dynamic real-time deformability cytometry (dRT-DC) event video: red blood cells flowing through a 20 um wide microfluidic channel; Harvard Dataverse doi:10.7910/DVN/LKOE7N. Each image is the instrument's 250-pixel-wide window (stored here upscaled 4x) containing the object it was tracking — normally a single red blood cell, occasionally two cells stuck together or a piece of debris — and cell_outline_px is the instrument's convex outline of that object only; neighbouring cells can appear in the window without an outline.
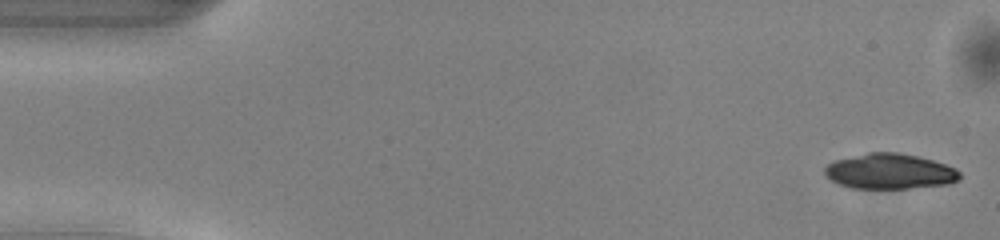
{"species": "common noctule bat (a hibernating species)", "species_latin": "Nyctalus noctula", "temperature_condition": "warm", "stored_images_in_passage": 49, "camera_frame_rate_fps": 3000, "um_per_image_px": 0.085, "animal": {"sex": "male", "body_mass_g": 13.0, "forearm_length_mm": 53.1}, "frame": {"image": 1, "passage_image": 1, "time_ms": 0.0, "image_size_px": [1000, 240], "cell_outline_px": [[960, 180], [948, 184], [908, 188], [852, 188], [840, 184], [832, 180], [824, 172], [824, 168], [828, 164], [836, 160], [868, 152], [896, 152], [916, 156], [932, 160], [956, 168], [960, 172]], "centroid_in_image_um": [75.65, 14.56], "position_along_channel_um": 9.3, "area_um2": 27.57}}
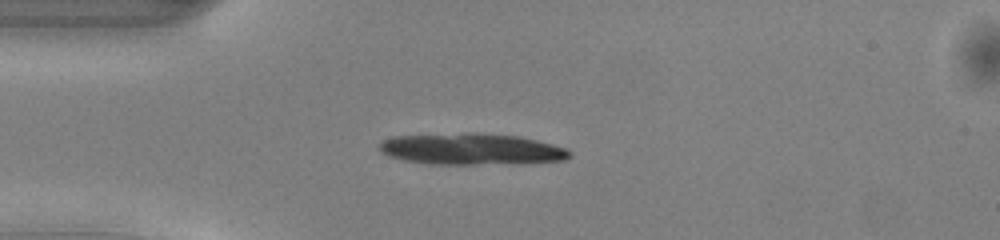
{"frame": {"image": 2, "passage_image": 12, "time_ms": 3.667, "image_size_px": [1000, 240], "cell_outline_px": [[572, 156], [564, 160], [472, 164], [432, 164], [404, 160], [388, 156], [380, 152], [380, 144], [384, 140], [392, 136], [468, 132], [476, 132], [520, 136], [568, 148], [572, 152]], "centroid_in_image_um": [40.04, 12.65], "position_along_channel_um": 45.0, "area_um2": 34.68}, "authors_computed_cell_mechanics": {"area_um2": 22.1374, "velocity_mm_per_s": 4.1222, "shape_relaxation_time_tau1_ms": 2.0649, "shape_relaxation_time_tau2_ms": null, "deformation_change_tau1": 0.1252, "deformation_change_tau2": null}}